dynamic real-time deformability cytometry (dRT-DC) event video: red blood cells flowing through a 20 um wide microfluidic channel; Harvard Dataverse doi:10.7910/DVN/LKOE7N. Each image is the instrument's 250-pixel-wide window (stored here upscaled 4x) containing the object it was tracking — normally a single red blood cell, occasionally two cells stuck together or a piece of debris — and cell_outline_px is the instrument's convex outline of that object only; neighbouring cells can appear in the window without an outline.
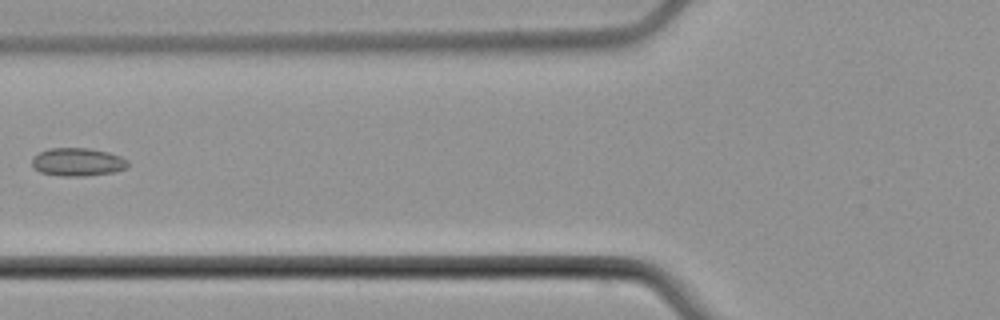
{"species": "common noctule bat (a hibernating species)", "species_latin": "Nyctalus noctula", "temperature_condition": "cold", "stored_images_in_passage": 5, "camera_frame_rate_fps": 3000, "um_per_image_px": 0.085, "animal": {"sex": "male", "body_mass_g": 21.5, "forearm_length_mm": 52.0}, "frame": {"image": 1, "passage_image": 5, "time_ms": 5.667, "image_size_px": [1000, 320], "cell_outline_px": [[128, 168], [116, 172], [84, 176], [60, 176], [40, 172], [32, 164], [32, 160], [40, 152], [48, 148], [88, 148], [108, 152], [120, 156], [128, 160]], "centroid_in_image_um": [6.65, 13.77], "position_along_channel_um": 119.2, "area_um2": 15.72}}